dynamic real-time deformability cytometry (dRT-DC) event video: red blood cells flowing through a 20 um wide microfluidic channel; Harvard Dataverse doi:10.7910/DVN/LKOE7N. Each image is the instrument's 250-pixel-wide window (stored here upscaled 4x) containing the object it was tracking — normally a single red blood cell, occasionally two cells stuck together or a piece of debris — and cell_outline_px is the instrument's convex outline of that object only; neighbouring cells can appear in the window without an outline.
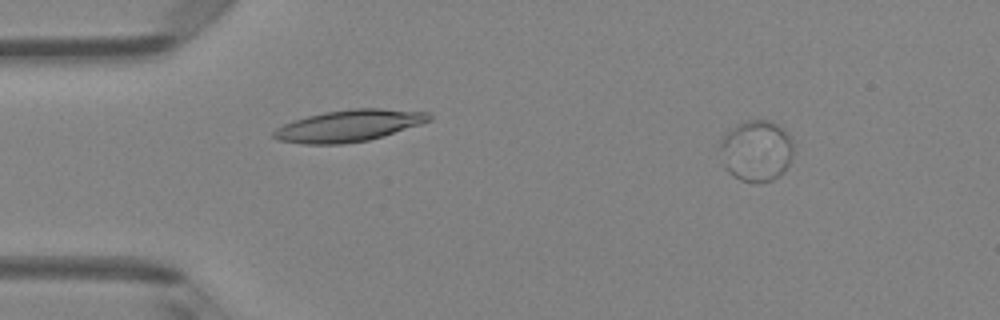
{"species": "Egyptian fruit bat (a non-hibernating species)", "species_latin": "Rousettus aegyptiacus", "temperature_condition": "room temperature", "stored_images_in_passage": 4, "camera_frame_rate_fps": 3000, "um_per_image_px": 0.085, "animal": {"sex": "female"}, "frame": {"image": 1, "passage_image": 1, "time_ms": 0.0, "image_size_px": [1000, 320], "cell_outline_px": [[792, 152], [788, 164], [784, 172], [772, 180], [756, 184], [740, 180], [732, 176], [724, 168], [720, 148], [720, 140], [724, 132], [736, 124], [748, 120], [768, 120], [784, 128], [792, 140]], "centroid_in_image_um": [64.25, 12.82], "position_along_channel_um": 20.7, "area_um2": 26.53}}
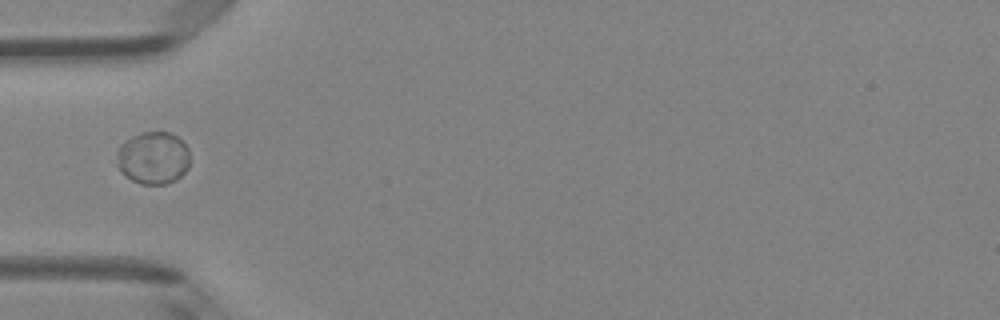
{"frame": {"image": 2, "passage_image": 4, "time_ms": 3.333, "image_size_px": [1000, 320], "cell_outline_px": [[188, 168], [176, 180], [164, 184], [140, 184], [124, 176], [116, 164], [116, 152], [120, 144], [132, 136], [144, 132], [168, 132], [176, 136], [188, 148]], "centroid_in_image_um": [12.97, 13.43], "position_along_channel_um": 72.0, "area_um2": 22.43}}